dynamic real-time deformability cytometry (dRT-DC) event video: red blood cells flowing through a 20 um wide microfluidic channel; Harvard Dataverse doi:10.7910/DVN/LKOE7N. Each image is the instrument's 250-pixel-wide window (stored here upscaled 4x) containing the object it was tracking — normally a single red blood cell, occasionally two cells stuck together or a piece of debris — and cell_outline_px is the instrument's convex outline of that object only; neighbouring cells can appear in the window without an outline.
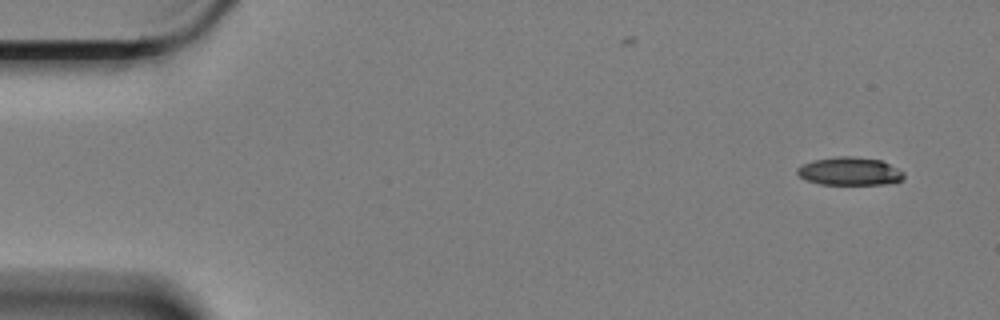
{"species": "Egyptian fruit bat (a non-hibernating species)", "species_latin": "Rousettus aegyptiacus", "temperature_condition": "cold", "stored_images_in_passage": 5, "camera_frame_rate_fps": 3000, "um_per_image_px": 0.085, "animal": {"sex": "female"}, "frame": {"image": 1, "passage_image": 1, "time_ms": 0.0, "image_size_px": [1000, 320], "cell_outline_px": [[904, 176], [900, 180], [888, 184], [820, 184], [808, 180], [800, 176], [796, 172], [796, 168], [812, 160], [836, 156], [852, 156], [880, 160], [904, 172]], "centroid_in_image_um": [72.2, 14.55], "position_along_channel_um": 12.8, "area_um2": 17.28}}
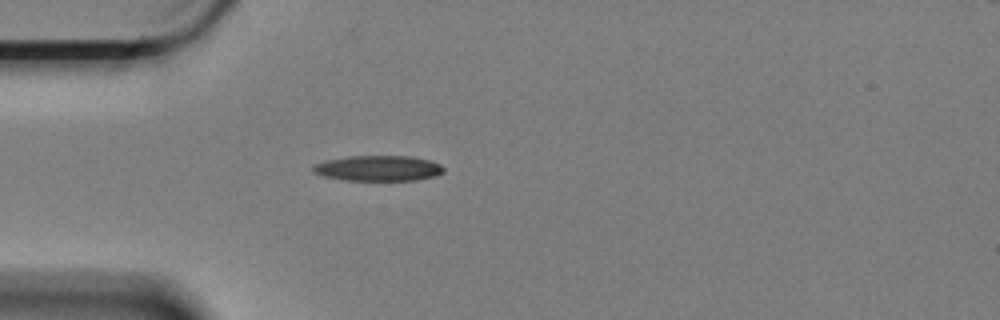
{"frame": {"image": 2, "passage_image": 4, "time_ms": 1.0, "image_size_px": [1000, 320], "cell_outline_px": [[444, 172], [436, 176], [416, 180], [344, 180], [324, 176], [312, 172], [312, 164], [328, 160], [348, 156], [412, 156], [432, 160], [440, 164], [444, 168]], "centroid_in_image_um": [32.17, 14.3], "position_along_channel_um": 52.8, "area_um2": 19.54}}